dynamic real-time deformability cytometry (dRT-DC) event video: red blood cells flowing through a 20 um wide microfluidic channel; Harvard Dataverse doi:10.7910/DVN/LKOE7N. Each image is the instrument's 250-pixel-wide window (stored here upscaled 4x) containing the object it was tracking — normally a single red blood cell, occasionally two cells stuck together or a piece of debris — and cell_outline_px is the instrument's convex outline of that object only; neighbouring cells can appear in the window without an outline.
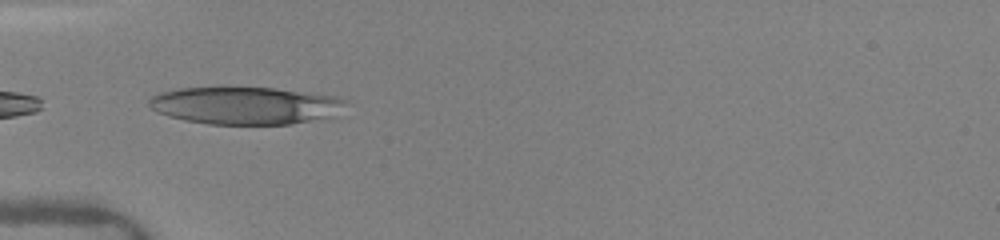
{"species": "human", "species_latin": "Homo sapiens", "temperature_condition": "warm", "stored_images_in_passage": 22, "camera_frame_rate_fps": 3000, "um_per_image_px": 0.085, "donor": {"sex": "female"}, "frame": {"image": 1, "passage_image": 6, "time_ms": 2.333, "image_size_px": [1000, 240], "cell_outline_px": [[348, 100], [332, 116], [292, 124], [208, 124], [184, 120], [168, 116], [156, 112], [148, 108], [148, 100], [152, 96], [160, 92], [180, 88], [272, 88], [336, 96]], "centroid_in_image_um": [20.78, 8.97], "position_along_channel_um": 64.2, "area_um2": 42.66}}